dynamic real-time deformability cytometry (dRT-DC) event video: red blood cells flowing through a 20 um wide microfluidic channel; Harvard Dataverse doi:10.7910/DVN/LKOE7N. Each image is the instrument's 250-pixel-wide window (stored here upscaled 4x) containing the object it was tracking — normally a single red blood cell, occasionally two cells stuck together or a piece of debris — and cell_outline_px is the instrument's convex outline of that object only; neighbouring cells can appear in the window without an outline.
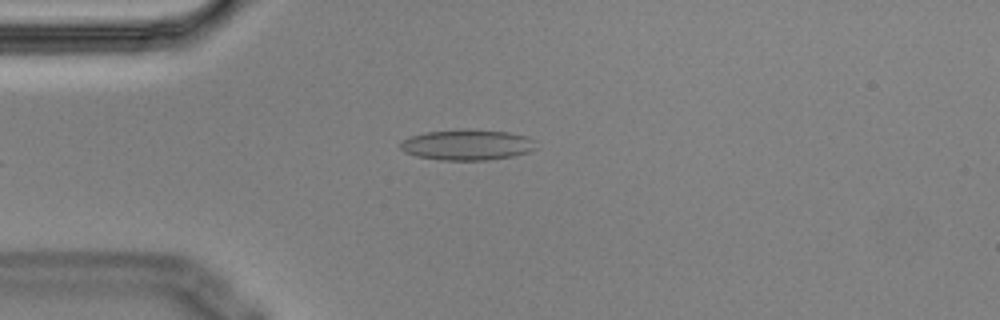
{"species": "Egyptian fruit bat (a non-hibernating species)", "species_latin": "Rousettus aegyptiacus", "temperature_condition": "cold", "stored_images_in_passage": 5, "camera_frame_rate_fps": 3000, "um_per_image_px": 0.085, "animal": {"sex": "male"}, "frame": {"image": 1, "passage_image": 5, "time_ms": 1.333, "image_size_px": [1000, 320], "cell_outline_px": [[536, 148], [528, 152], [512, 156], [488, 160], [440, 160], [416, 156], [404, 152], [400, 148], [400, 144], [404, 140], [412, 136], [424, 132], [460, 128], [468, 128], [508, 132], [528, 136], [532, 140]], "centroid_in_image_um": [39.69, 12.29], "position_along_channel_um": 45.3, "area_um2": 24.45}}